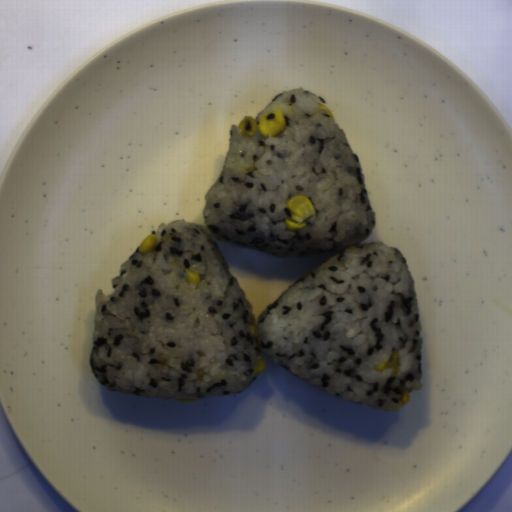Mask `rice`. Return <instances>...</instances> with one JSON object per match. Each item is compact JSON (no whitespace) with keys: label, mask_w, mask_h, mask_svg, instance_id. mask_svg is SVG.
<instances>
[{"label":"rice","mask_w":512,"mask_h":512,"mask_svg":"<svg viewBox=\"0 0 512 512\" xmlns=\"http://www.w3.org/2000/svg\"><path fill=\"white\" fill-rule=\"evenodd\" d=\"M319 105L327 108L322 97L290 89L254 118L282 110L286 127L275 137L244 136L230 125L222 172L205 194V225L163 222L151 232L153 249L138 247L119 265L113 292L96 291L89 358L109 391L174 400L242 393L257 376L260 351L328 394L386 412L401 408L404 392L420 390L414 277L398 247L362 244L376 213L344 131ZM253 160L245 179L240 167ZM298 193L316 215L294 232L284 221ZM214 240L275 257L332 254L254 324ZM185 268L200 274L196 289ZM395 351L398 374L376 371Z\"/></svg>","instance_id":"1"}]
</instances>
